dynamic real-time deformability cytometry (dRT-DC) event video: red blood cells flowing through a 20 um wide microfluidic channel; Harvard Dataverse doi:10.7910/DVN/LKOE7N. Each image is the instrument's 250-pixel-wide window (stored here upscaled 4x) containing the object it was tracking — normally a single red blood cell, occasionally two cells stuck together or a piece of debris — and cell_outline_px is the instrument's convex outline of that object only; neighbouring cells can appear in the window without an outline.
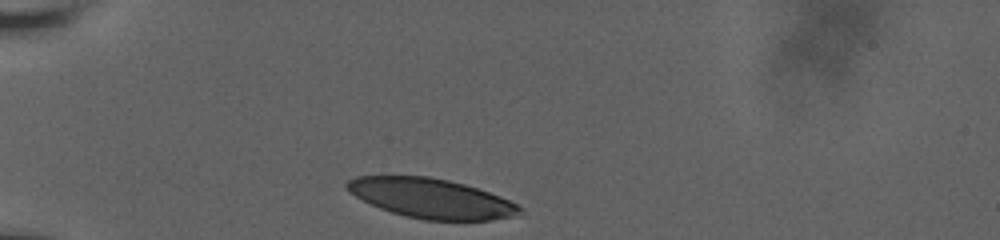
{"species": "human", "species_latin": "Homo sapiens", "temperature_condition": "room temperature", "stored_images_in_passage": 13, "camera_frame_rate_fps": 3000, "um_per_image_px": 0.085, "donor": {"sex": "male"}, "frame": {"image": 1, "passage_image": 1, "time_ms": 0.0, "image_size_px": [1000, 240], "cell_outline_px": [[524, 208], [520, 212], [512, 216], [492, 220], [424, 220], [404, 216], [380, 208], [348, 192], [344, 188], [344, 184], [348, 180], [356, 176], [428, 176], [448, 180], [464, 184], [500, 196]], "centroid_in_image_um": [36.61, 16.85], "position_along_channel_um": 48.4, "area_um2": 39.71}}
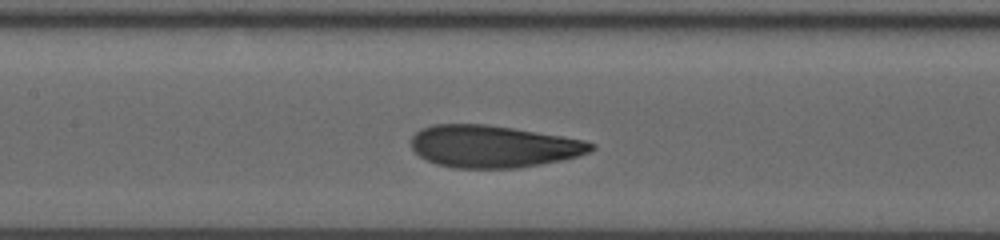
{"frame": {"image": 2, "passage_image": 8, "time_ms": 2.333, "image_size_px": [1000, 240], "cell_outline_px": [[596, 148], [588, 152], [576, 156], [560, 160], [540, 164], [516, 168], [452, 168], [436, 164], [420, 156], [412, 148], [412, 136], [420, 128], [432, 124], [488, 124], [584, 140], [596, 144]], "centroid_in_image_um": [41.89, 12.44], "position_along_channel_um": 165.5, "area_um2": 44.04}}
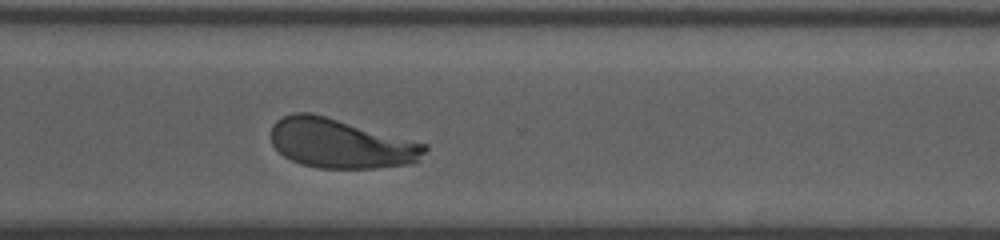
{"frame": {"image": 3, "passage_image": 13, "time_ms": 4.0, "image_size_px": [1000, 240], "cell_outline_px": [[428, 148], [412, 164], [376, 168], [316, 168], [300, 164], [284, 156], [272, 144], [272, 124], [276, 120], [284, 116], [296, 112], [312, 112], [428, 144]], "centroid_in_image_um": [28.95, 12.19], "position_along_channel_um": 341.7, "area_um2": 44.27}}